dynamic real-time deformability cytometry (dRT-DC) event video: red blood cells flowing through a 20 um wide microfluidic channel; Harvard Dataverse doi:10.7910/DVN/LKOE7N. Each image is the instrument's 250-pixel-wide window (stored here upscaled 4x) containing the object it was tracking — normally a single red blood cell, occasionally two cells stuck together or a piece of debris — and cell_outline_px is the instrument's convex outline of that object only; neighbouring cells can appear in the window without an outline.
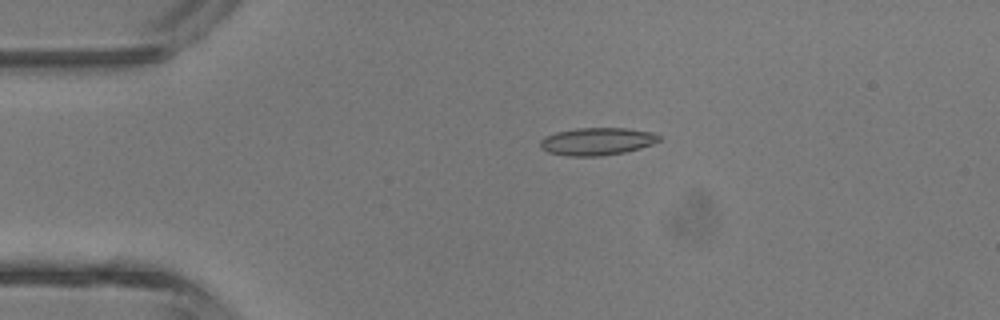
{"species": "common noctule bat (a hibernating species)", "species_latin": "Nyctalus noctula", "temperature_condition": "room temperature", "stored_images_in_passage": 3, "camera_frame_rate_fps": 3000, "um_per_image_px": 0.085, "animal": {"sex": "male", "body_mass_g": 13.3}, "frame": {"image": 1, "passage_image": 3, "time_ms": 2.333, "image_size_px": [1000, 320], "cell_outline_px": [[660, 140], [652, 144], [640, 148], [624, 152], [600, 156], [568, 156], [548, 152], [540, 148], [540, 140], [556, 132], [576, 128], [628, 128], [652, 132], [660, 136]], "centroid_in_image_um": [50.75, 12.02], "position_along_channel_um": 34.3, "area_um2": 19.02}}